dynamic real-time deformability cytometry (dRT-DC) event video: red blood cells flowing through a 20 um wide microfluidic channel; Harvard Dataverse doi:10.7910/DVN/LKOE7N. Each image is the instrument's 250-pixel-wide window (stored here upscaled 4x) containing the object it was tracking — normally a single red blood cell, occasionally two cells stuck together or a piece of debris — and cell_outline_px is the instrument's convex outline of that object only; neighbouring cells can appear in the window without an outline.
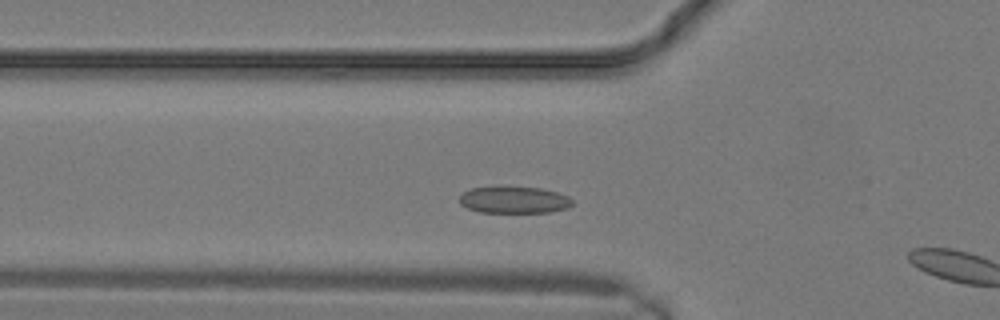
{"species": "common noctule bat (a hibernating species)", "species_latin": "Nyctalus noctula", "temperature_condition": "warm", "stored_images_in_passage": 5, "camera_frame_rate_fps": 3000, "um_per_image_px": 0.085, "animal": {"sex": "male", "body_mass_g": 19.2, "forearm_length_mm": 51.8}, "frame": {"image": 1, "passage_image": 4, "time_ms": 1.0, "image_size_px": [1000, 320], "cell_outline_px": [[572, 204], [568, 208], [548, 212], [480, 212], [468, 208], [460, 204], [460, 196], [464, 192], [472, 188], [540, 188], [556, 192], [568, 196], [572, 200]], "centroid_in_image_um": [43.71, 17.01], "position_along_channel_um": 82.1, "area_um2": 17.11}}